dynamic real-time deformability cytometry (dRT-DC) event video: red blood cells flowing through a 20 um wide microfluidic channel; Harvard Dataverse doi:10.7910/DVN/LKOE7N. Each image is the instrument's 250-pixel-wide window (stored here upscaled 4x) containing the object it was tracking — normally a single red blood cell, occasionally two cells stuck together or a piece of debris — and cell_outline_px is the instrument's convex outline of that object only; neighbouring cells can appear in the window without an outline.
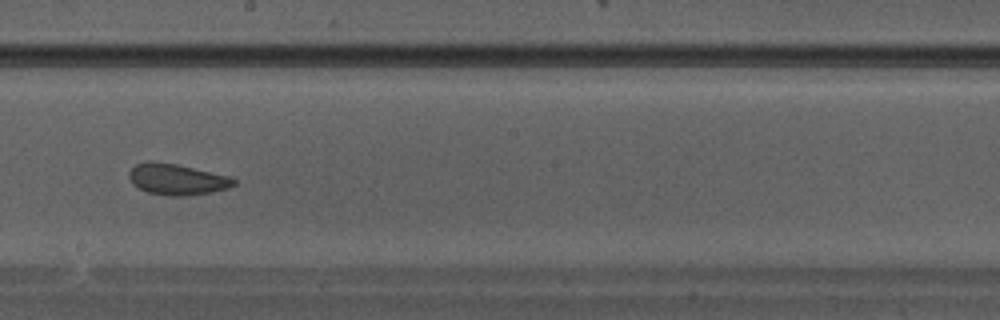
{"species": "Egyptian fruit bat (a non-hibernating species)", "species_latin": "Rousettus aegyptiacus", "temperature_condition": "warm", "stored_images_in_passage": 29, "camera_frame_rate_fps": 3000, "um_per_image_px": 0.085, "animal": {"sex": "male"}, "frame": {"image": 1, "passage_image": 13, "time_ms": 4.0, "image_size_px": [1000, 320], "cell_outline_px": [[236, 184], [228, 188], [212, 192], [184, 196], [172, 196], [148, 192], [132, 184], [128, 176], [128, 172], [136, 164], [148, 160], [176, 164], [228, 176], [236, 180]], "centroid_in_image_um": [15.01, 15.24], "position_along_channel_um": 233.2, "area_um2": 18.84}}